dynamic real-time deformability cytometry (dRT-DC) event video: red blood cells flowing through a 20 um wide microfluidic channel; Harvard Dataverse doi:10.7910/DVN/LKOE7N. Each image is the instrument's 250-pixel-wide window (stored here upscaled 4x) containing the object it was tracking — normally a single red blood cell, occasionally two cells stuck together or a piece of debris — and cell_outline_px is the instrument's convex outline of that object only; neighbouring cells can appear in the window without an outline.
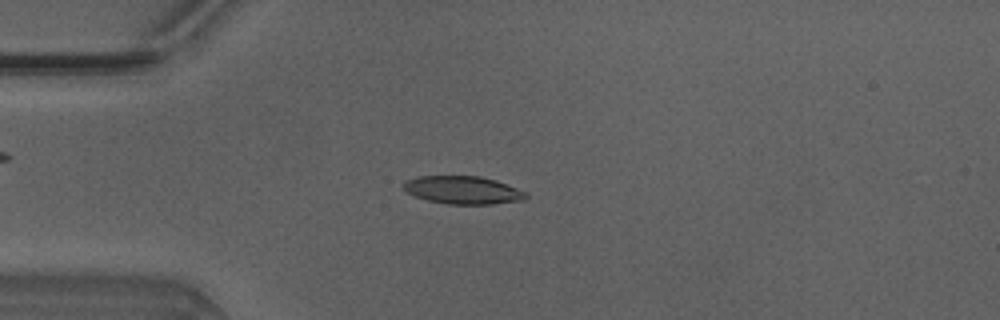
{"species": "Egyptian fruit bat (a non-hibernating species)", "species_latin": "Rousettus aegyptiacus", "temperature_condition": "warm", "stored_images_in_passage": 48, "camera_frame_rate_fps": 3000, "um_per_image_px": 0.085, "animal": {"sex": "male"}, "frame": {"image": 1, "passage_image": 12, "time_ms": 3.667, "image_size_px": [1000, 320], "cell_outline_px": [[528, 196], [524, 200], [492, 204], [448, 204], [428, 200], [416, 196], [408, 192], [404, 188], [404, 180], [420, 176], [480, 176], [496, 180], [528, 192]], "centroid_in_image_um": [39.39, 16.15], "position_along_channel_um": 45.6, "area_um2": 19.88}}
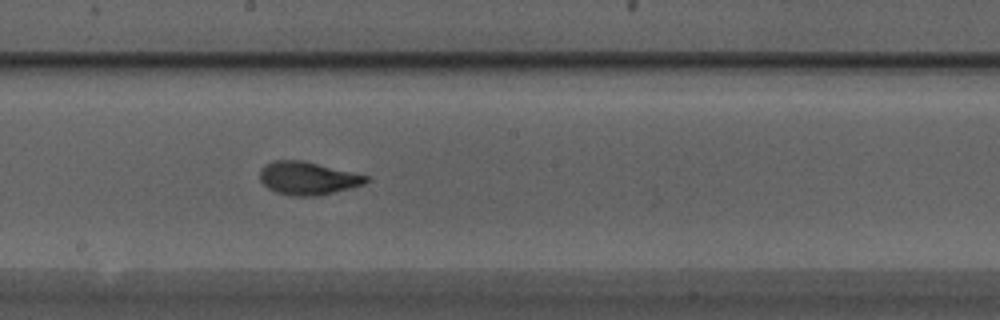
{"frame": {"image": 2, "passage_image": 26, "time_ms": 8.333, "image_size_px": [1000, 320], "cell_outline_px": [[368, 180], [364, 184], [320, 196], [292, 196], [276, 192], [268, 188], [260, 180], [260, 168], [264, 164], [272, 160], [304, 160], [368, 176]], "centroid_in_image_um": [26.12, 15.14], "position_along_channel_um": 222.1, "area_um2": 20.52}}
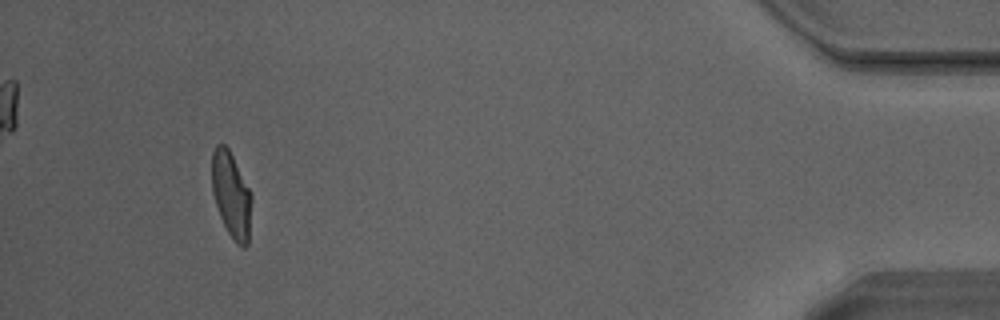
{"frame": {"image": 3, "passage_image": 45, "time_ms": 14.667, "image_size_px": [1000, 320], "cell_outline_px": [[252, 200], [248, 244], [244, 248], [236, 244], [228, 232], [220, 216], [212, 192], [212, 152], [216, 144], [224, 144], [228, 148], [252, 192]], "centroid_in_image_um": [19.67, 16.57], "position_along_channel_um": 415.5, "area_um2": 19.94}}